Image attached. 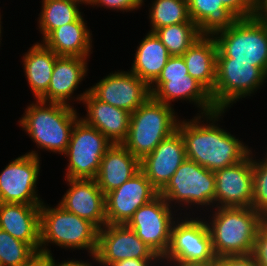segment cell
Masks as SVG:
<instances>
[{
    "mask_svg": "<svg viewBox=\"0 0 267 266\" xmlns=\"http://www.w3.org/2000/svg\"><path fill=\"white\" fill-rule=\"evenodd\" d=\"M225 112L196 114L191 120L180 119L177 126L185 142L186 159L213 172L239 163L251 151L247 144L218 126Z\"/></svg>",
    "mask_w": 267,
    "mask_h": 266,
    "instance_id": "6da1fadb",
    "label": "cell"
},
{
    "mask_svg": "<svg viewBox=\"0 0 267 266\" xmlns=\"http://www.w3.org/2000/svg\"><path fill=\"white\" fill-rule=\"evenodd\" d=\"M209 212L205 222L217 259L253 253L257 232L266 222L258 212L252 207H215Z\"/></svg>",
    "mask_w": 267,
    "mask_h": 266,
    "instance_id": "7a4b0ae2",
    "label": "cell"
},
{
    "mask_svg": "<svg viewBox=\"0 0 267 266\" xmlns=\"http://www.w3.org/2000/svg\"><path fill=\"white\" fill-rule=\"evenodd\" d=\"M19 125L38 149L64 154L73 126L80 118L74 106L36 100L28 105Z\"/></svg>",
    "mask_w": 267,
    "mask_h": 266,
    "instance_id": "3957f363",
    "label": "cell"
},
{
    "mask_svg": "<svg viewBox=\"0 0 267 266\" xmlns=\"http://www.w3.org/2000/svg\"><path fill=\"white\" fill-rule=\"evenodd\" d=\"M99 228L87 219L64 210L60 205H40L39 255L52 257L47 247L54 244L61 249L87 250L94 257L98 245Z\"/></svg>",
    "mask_w": 267,
    "mask_h": 266,
    "instance_id": "277c9868",
    "label": "cell"
},
{
    "mask_svg": "<svg viewBox=\"0 0 267 266\" xmlns=\"http://www.w3.org/2000/svg\"><path fill=\"white\" fill-rule=\"evenodd\" d=\"M179 120L172 106L150 96L131 113L128 135L122 144L132 155L142 160L177 130Z\"/></svg>",
    "mask_w": 267,
    "mask_h": 266,
    "instance_id": "5b68a950",
    "label": "cell"
},
{
    "mask_svg": "<svg viewBox=\"0 0 267 266\" xmlns=\"http://www.w3.org/2000/svg\"><path fill=\"white\" fill-rule=\"evenodd\" d=\"M213 37L218 47L216 58L250 62L267 75V27L255 16L238 18Z\"/></svg>",
    "mask_w": 267,
    "mask_h": 266,
    "instance_id": "8992f818",
    "label": "cell"
},
{
    "mask_svg": "<svg viewBox=\"0 0 267 266\" xmlns=\"http://www.w3.org/2000/svg\"><path fill=\"white\" fill-rule=\"evenodd\" d=\"M159 195L172 208L178 205L182 207L181 210L187 211L195 206L202 209L207 207L206 210L209 211V208H215V174L196 162L185 159L159 191ZM172 202L178 204L173 206Z\"/></svg>",
    "mask_w": 267,
    "mask_h": 266,
    "instance_id": "52a82bcc",
    "label": "cell"
},
{
    "mask_svg": "<svg viewBox=\"0 0 267 266\" xmlns=\"http://www.w3.org/2000/svg\"><path fill=\"white\" fill-rule=\"evenodd\" d=\"M267 75L250 62L216 58V82L210 93L217 110H226L247 96H252L267 81Z\"/></svg>",
    "mask_w": 267,
    "mask_h": 266,
    "instance_id": "ba28073f",
    "label": "cell"
},
{
    "mask_svg": "<svg viewBox=\"0 0 267 266\" xmlns=\"http://www.w3.org/2000/svg\"><path fill=\"white\" fill-rule=\"evenodd\" d=\"M113 144L95 127L79 118L73 126L68 147L65 178L95 179L105 152Z\"/></svg>",
    "mask_w": 267,
    "mask_h": 266,
    "instance_id": "9c48e42d",
    "label": "cell"
},
{
    "mask_svg": "<svg viewBox=\"0 0 267 266\" xmlns=\"http://www.w3.org/2000/svg\"><path fill=\"white\" fill-rule=\"evenodd\" d=\"M171 228L170 243L161 262L209 263L217 260L214 254L208 226L202 216L192 217L183 213ZM182 219V220H181Z\"/></svg>",
    "mask_w": 267,
    "mask_h": 266,
    "instance_id": "30bf717a",
    "label": "cell"
},
{
    "mask_svg": "<svg viewBox=\"0 0 267 266\" xmlns=\"http://www.w3.org/2000/svg\"><path fill=\"white\" fill-rule=\"evenodd\" d=\"M40 158L36 150H31L9 161L0 172V203H43L36 185L41 169Z\"/></svg>",
    "mask_w": 267,
    "mask_h": 266,
    "instance_id": "8fae6325",
    "label": "cell"
},
{
    "mask_svg": "<svg viewBox=\"0 0 267 266\" xmlns=\"http://www.w3.org/2000/svg\"><path fill=\"white\" fill-rule=\"evenodd\" d=\"M160 195L140 206L125 224L161 259L168 250L171 228L178 217Z\"/></svg>",
    "mask_w": 267,
    "mask_h": 266,
    "instance_id": "7c38bea8",
    "label": "cell"
},
{
    "mask_svg": "<svg viewBox=\"0 0 267 266\" xmlns=\"http://www.w3.org/2000/svg\"><path fill=\"white\" fill-rule=\"evenodd\" d=\"M94 263L109 266L124 259H160L137 234L125 224H106L98 232Z\"/></svg>",
    "mask_w": 267,
    "mask_h": 266,
    "instance_id": "4fadbf2b",
    "label": "cell"
},
{
    "mask_svg": "<svg viewBox=\"0 0 267 266\" xmlns=\"http://www.w3.org/2000/svg\"><path fill=\"white\" fill-rule=\"evenodd\" d=\"M117 71L88 88L89 92L104 103L132 113L151 96L150 87L131 71Z\"/></svg>",
    "mask_w": 267,
    "mask_h": 266,
    "instance_id": "5bb4252c",
    "label": "cell"
},
{
    "mask_svg": "<svg viewBox=\"0 0 267 266\" xmlns=\"http://www.w3.org/2000/svg\"><path fill=\"white\" fill-rule=\"evenodd\" d=\"M159 195L140 170L120 187L105 195L107 224H126L135 211Z\"/></svg>",
    "mask_w": 267,
    "mask_h": 266,
    "instance_id": "9a60e30c",
    "label": "cell"
},
{
    "mask_svg": "<svg viewBox=\"0 0 267 266\" xmlns=\"http://www.w3.org/2000/svg\"><path fill=\"white\" fill-rule=\"evenodd\" d=\"M252 150L239 163L214 171L215 207H252Z\"/></svg>",
    "mask_w": 267,
    "mask_h": 266,
    "instance_id": "2e32d148",
    "label": "cell"
},
{
    "mask_svg": "<svg viewBox=\"0 0 267 266\" xmlns=\"http://www.w3.org/2000/svg\"><path fill=\"white\" fill-rule=\"evenodd\" d=\"M70 187L59 201L64 210L87 219L99 229L107 224L105 194L95 179L64 178Z\"/></svg>",
    "mask_w": 267,
    "mask_h": 266,
    "instance_id": "e0dca14e",
    "label": "cell"
},
{
    "mask_svg": "<svg viewBox=\"0 0 267 266\" xmlns=\"http://www.w3.org/2000/svg\"><path fill=\"white\" fill-rule=\"evenodd\" d=\"M185 159V142L177 129L161 141L150 154L140 160V170L160 191Z\"/></svg>",
    "mask_w": 267,
    "mask_h": 266,
    "instance_id": "ac0fdd59",
    "label": "cell"
},
{
    "mask_svg": "<svg viewBox=\"0 0 267 266\" xmlns=\"http://www.w3.org/2000/svg\"><path fill=\"white\" fill-rule=\"evenodd\" d=\"M87 61L88 58L58 56L55 61L48 90L39 100L69 106H73L69 103L72 101L82 102L89 89L86 88L83 93L76 95V99L75 96L73 97V94L85 76H87Z\"/></svg>",
    "mask_w": 267,
    "mask_h": 266,
    "instance_id": "d6986e66",
    "label": "cell"
},
{
    "mask_svg": "<svg viewBox=\"0 0 267 266\" xmlns=\"http://www.w3.org/2000/svg\"><path fill=\"white\" fill-rule=\"evenodd\" d=\"M151 96L164 104L173 106L172 102L189 101L200 109L197 115L217 111L210 92L189 74L177 77H158L150 86ZM172 101V102H171Z\"/></svg>",
    "mask_w": 267,
    "mask_h": 266,
    "instance_id": "ffe728a7",
    "label": "cell"
},
{
    "mask_svg": "<svg viewBox=\"0 0 267 266\" xmlns=\"http://www.w3.org/2000/svg\"><path fill=\"white\" fill-rule=\"evenodd\" d=\"M86 116L80 117L86 124L99 130L112 144H122L128 135L131 113L104 103L89 91L82 100Z\"/></svg>",
    "mask_w": 267,
    "mask_h": 266,
    "instance_id": "44dd1931",
    "label": "cell"
},
{
    "mask_svg": "<svg viewBox=\"0 0 267 266\" xmlns=\"http://www.w3.org/2000/svg\"><path fill=\"white\" fill-rule=\"evenodd\" d=\"M0 229L29 243L39 253L40 205L0 203Z\"/></svg>",
    "mask_w": 267,
    "mask_h": 266,
    "instance_id": "7402d4cb",
    "label": "cell"
},
{
    "mask_svg": "<svg viewBox=\"0 0 267 266\" xmlns=\"http://www.w3.org/2000/svg\"><path fill=\"white\" fill-rule=\"evenodd\" d=\"M139 171L140 160L132 155L123 144H113L105 152L95 180L106 195Z\"/></svg>",
    "mask_w": 267,
    "mask_h": 266,
    "instance_id": "603a6c76",
    "label": "cell"
},
{
    "mask_svg": "<svg viewBox=\"0 0 267 266\" xmlns=\"http://www.w3.org/2000/svg\"><path fill=\"white\" fill-rule=\"evenodd\" d=\"M87 27V22L81 15L75 22L53 30L41 42L58 56L90 58L93 38Z\"/></svg>",
    "mask_w": 267,
    "mask_h": 266,
    "instance_id": "cb8c5ba5",
    "label": "cell"
},
{
    "mask_svg": "<svg viewBox=\"0 0 267 266\" xmlns=\"http://www.w3.org/2000/svg\"><path fill=\"white\" fill-rule=\"evenodd\" d=\"M217 51V43L213 36H201L182 55L188 74L210 93L216 82Z\"/></svg>",
    "mask_w": 267,
    "mask_h": 266,
    "instance_id": "d4e9b609",
    "label": "cell"
},
{
    "mask_svg": "<svg viewBox=\"0 0 267 266\" xmlns=\"http://www.w3.org/2000/svg\"><path fill=\"white\" fill-rule=\"evenodd\" d=\"M171 57L155 32H148L137 46L130 71L149 87L157 80Z\"/></svg>",
    "mask_w": 267,
    "mask_h": 266,
    "instance_id": "484cf974",
    "label": "cell"
},
{
    "mask_svg": "<svg viewBox=\"0 0 267 266\" xmlns=\"http://www.w3.org/2000/svg\"><path fill=\"white\" fill-rule=\"evenodd\" d=\"M57 57L42 42L33 44L23 55L25 78L35 100H39L47 92Z\"/></svg>",
    "mask_w": 267,
    "mask_h": 266,
    "instance_id": "4316f807",
    "label": "cell"
},
{
    "mask_svg": "<svg viewBox=\"0 0 267 266\" xmlns=\"http://www.w3.org/2000/svg\"><path fill=\"white\" fill-rule=\"evenodd\" d=\"M187 3L190 18L201 36H214L238 19L221 0H187Z\"/></svg>",
    "mask_w": 267,
    "mask_h": 266,
    "instance_id": "83f0119b",
    "label": "cell"
},
{
    "mask_svg": "<svg viewBox=\"0 0 267 266\" xmlns=\"http://www.w3.org/2000/svg\"><path fill=\"white\" fill-rule=\"evenodd\" d=\"M80 3L75 0H42L38 27L42 41L55 29L75 22L82 14Z\"/></svg>",
    "mask_w": 267,
    "mask_h": 266,
    "instance_id": "f1b7e54d",
    "label": "cell"
},
{
    "mask_svg": "<svg viewBox=\"0 0 267 266\" xmlns=\"http://www.w3.org/2000/svg\"><path fill=\"white\" fill-rule=\"evenodd\" d=\"M150 32L180 23H194L189 15L187 0H154L149 8Z\"/></svg>",
    "mask_w": 267,
    "mask_h": 266,
    "instance_id": "f546056e",
    "label": "cell"
},
{
    "mask_svg": "<svg viewBox=\"0 0 267 266\" xmlns=\"http://www.w3.org/2000/svg\"><path fill=\"white\" fill-rule=\"evenodd\" d=\"M155 34L171 56H182L201 35L195 23H180L159 28Z\"/></svg>",
    "mask_w": 267,
    "mask_h": 266,
    "instance_id": "4dcf8cb0",
    "label": "cell"
},
{
    "mask_svg": "<svg viewBox=\"0 0 267 266\" xmlns=\"http://www.w3.org/2000/svg\"><path fill=\"white\" fill-rule=\"evenodd\" d=\"M39 253L29 244L0 229V266H26Z\"/></svg>",
    "mask_w": 267,
    "mask_h": 266,
    "instance_id": "1f68e13d",
    "label": "cell"
},
{
    "mask_svg": "<svg viewBox=\"0 0 267 266\" xmlns=\"http://www.w3.org/2000/svg\"><path fill=\"white\" fill-rule=\"evenodd\" d=\"M262 159L252 155L253 200L252 208L267 221V153Z\"/></svg>",
    "mask_w": 267,
    "mask_h": 266,
    "instance_id": "d6a6232c",
    "label": "cell"
},
{
    "mask_svg": "<svg viewBox=\"0 0 267 266\" xmlns=\"http://www.w3.org/2000/svg\"><path fill=\"white\" fill-rule=\"evenodd\" d=\"M221 2L238 18H250L255 15L256 0H221Z\"/></svg>",
    "mask_w": 267,
    "mask_h": 266,
    "instance_id": "836d02e7",
    "label": "cell"
},
{
    "mask_svg": "<svg viewBox=\"0 0 267 266\" xmlns=\"http://www.w3.org/2000/svg\"><path fill=\"white\" fill-rule=\"evenodd\" d=\"M144 5V0H95L91 6L95 8L104 7V9L123 11V13L135 11Z\"/></svg>",
    "mask_w": 267,
    "mask_h": 266,
    "instance_id": "e575fe53",
    "label": "cell"
},
{
    "mask_svg": "<svg viewBox=\"0 0 267 266\" xmlns=\"http://www.w3.org/2000/svg\"><path fill=\"white\" fill-rule=\"evenodd\" d=\"M252 254L257 266H267V221L257 232Z\"/></svg>",
    "mask_w": 267,
    "mask_h": 266,
    "instance_id": "d590c367",
    "label": "cell"
},
{
    "mask_svg": "<svg viewBox=\"0 0 267 266\" xmlns=\"http://www.w3.org/2000/svg\"><path fill=\"white\" fill-rule=\"evenodd\" d=\"M188 75L186 63L182 56H171L159 77H177Z\"/></svg>",
    "mask_w": 267,
    "mask_h": 266,
    "instance_id": "8d00e7d4",
    "label": "cell"
},
{
    "mask_svg": "<svg viewBox=\"0 0 267 266\" xmlns=\"http://www.w3.org/2000/svg\"><path fill=\"white\" fill-rule=\"evenodd\" d=\"M218 266H257L253 254L218 258Z\"/></svg>",
    "mask_w": 267,
    "mask_h": 266,
    "instance_id": "74e56055",
    "label": "cell"
},
{
    "mask_svg": "<svg viewBox=\"0 0 267 266\" xmlns=\"http://www.w3.org/2000/svg\"><path fill=\"white\" fill-rule=\"evenodd\" d=\"M157 263V264H156ZM161 259H124L110 264L109 266H159ZM156 264V265H155Z\"/></svg>",
    "mask_w": 267,
    "mask_h": 266,
    "instance_id": "f35d334b",
    "label": "cell"
},
{
    "mask_svg": "<svg viewBox=\"0 0 267 266\" xmlns=\"http://www.w3.org/2000/svg\"><path fill=\"white\" fill-rule=\"evenodd\" d=\"M55 257H47L45 258V266H93L92 262L82 261L80 260H64L62 262H55Z\"/></svg>",
    "mask_w": 267,
    "mask_h": 266,
    "instance_id": "ab89813d",
    "label": "cell"
},
{
    "mask_svg": "<svg viewBox=\"0 0 267 266\" xmlns=\"http://www.w3.org/2000/svg\"><path fill=\"white\" fill-rule=\"evenodd\" d=\"M254 16L267 27V0H256Z\"/></svg>",
    "mask_w": 267,
    "mask_h": 266,
    "instance_id": "60d3db41",
    "label": "cell"
},
{
    "mask_svg": "<svg viewBox=\"0 0 267 266\" xmlns=\"http://www.w3.org/2000/svg\"><path fill=\"white\" fill-rule=\"evenodd\" d=\"M165 263V264H164ZM169 263V265H168ZM163 266H218V259L209 263H197V262H161Z\"/></svg>",
    "mask_w": 267,
    "mask_h": 266,
    "instance_id": "b9f144b4",
    "label": "cell"
},
{
    "mask_svg": "<svg viewBox=\"0 0 267 266\" xmlns=\"http://www.w3.org/2000/svg\"><path fill=\"white\" fill-rule=\"evenodd\" d=\"M26 266H45V257L39 255L32 263Z\"/></svg>",
    "mask_w": 267,
    "mask_h": 266,
    "instance_id": "7bdbcfd3",
    "label": "cell"
},
{
    "mask_svg": "<svg viewBox=\"0 0 267 266\" xmlns=\"http://www.w3.org/2000/svg\"><path fill=\"white\" fill-rule=\"evenodd\" d=\"M75 1L79 2L81 5L84 4L91 6L95 0H75Z\"/></svg>",
    "mask_w": 267,
    "mask_h": 266,
    "instance_id": "ee69618b",
    "label": "cell"
},
{
    "mask_svg": "<svg viewBox=\"0 0 267 266\" xmlns=\"http://www.w3.org/2000/svg\"><path fill=\"white\" fill-rule=\"evenodd\" d=\"M2 25H0V42H1V40H2V38H1V34H2V27H1ZM1 44V43H0Z\"/></svg>",
    "mask_w": 267,
    "mask_h": 266,
    "instance_id": "f6af8a7d",
    "label": "cell"
}]
</instances>
